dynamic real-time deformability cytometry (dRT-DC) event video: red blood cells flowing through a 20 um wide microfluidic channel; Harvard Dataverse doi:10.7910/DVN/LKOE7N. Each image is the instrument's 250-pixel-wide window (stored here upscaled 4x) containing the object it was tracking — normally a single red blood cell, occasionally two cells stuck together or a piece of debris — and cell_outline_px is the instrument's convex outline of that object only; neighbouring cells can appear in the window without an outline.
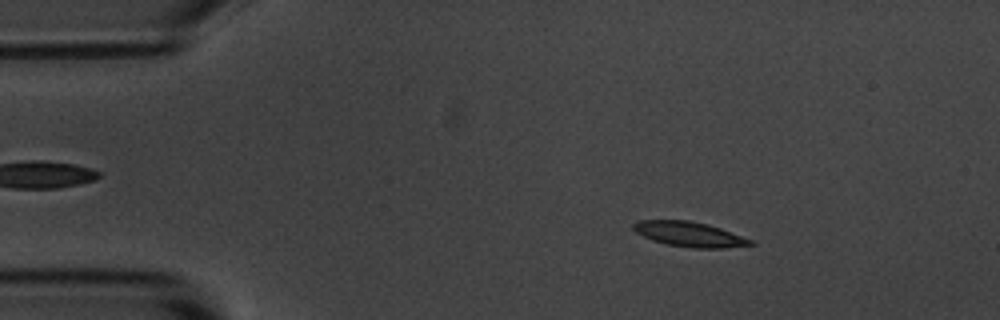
{"species": "common noctule bat (a hibernating species)", "species_latin": "Nyctalus noctula", "temperature_condition": "room temperature", "stored_images_in_passage": 3, "camera_frame_rate_fps": 3000, "um_per_image_px": 0.085, "animal": {"sex": "male", "body_mass_g": 20.1, "forearm_length_mm": 53.5}, "frame": {"image": 1, "passage_image": 1, "time_ms": 0.0, "image_size_px": [1000, 320], "cell_outline_px": [[756, 244], [724, 248], [692, 248], [668, 244], [652, 240], [636, 232], [632, 228], [632, 224], [636, 220], [688, 220], [708, 224], [720, 228], [752, 240]], "centroid_in_image_um": [58.58, 19.9], "position_along_channel_um": 26.4, "area_um2": 16.94}}